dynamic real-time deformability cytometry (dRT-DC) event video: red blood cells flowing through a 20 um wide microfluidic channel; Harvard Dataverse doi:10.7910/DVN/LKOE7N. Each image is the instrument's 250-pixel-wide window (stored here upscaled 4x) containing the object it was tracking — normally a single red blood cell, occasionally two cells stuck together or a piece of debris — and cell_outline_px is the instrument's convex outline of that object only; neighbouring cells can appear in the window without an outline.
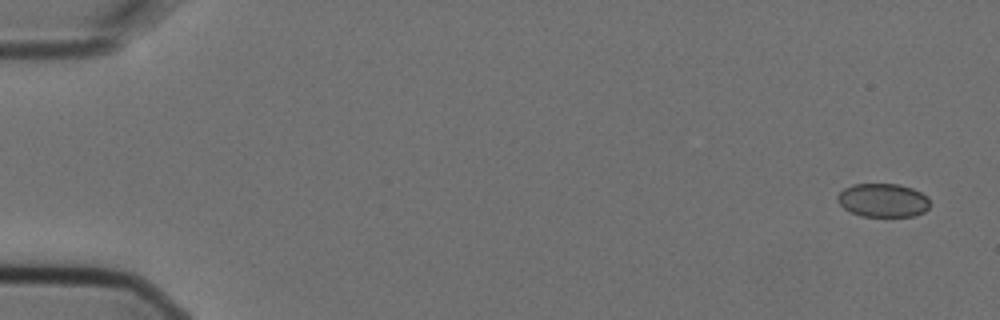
{"species": "Egyptian fruit bat (a non-hibernating species)", "species_latin": "Rousettus aegyptiacus", "temperature_condition": "cold", "stored_images_in_passage": 6, "camera_frame_rate_fps": 3000, "um_per_image_px": 0.085, "animal": {"sex": "female"}, "frame": {"image": 1, "passage_image": 1, "time_ms": 0.0, "image_size_px": [1000, 320], "cell_outline_px": [[928, 208], [924, 212], [916, 216], [860, 216], [844, 208], [836, 200], [836, 196], [844, 188], [852, 184], [900, 184], [912, 188], [928, 196]], "centroid_in_image_um": [75.04, 17.02], "position_along_channel_um": 10.0, "area_um2": 18.15}}